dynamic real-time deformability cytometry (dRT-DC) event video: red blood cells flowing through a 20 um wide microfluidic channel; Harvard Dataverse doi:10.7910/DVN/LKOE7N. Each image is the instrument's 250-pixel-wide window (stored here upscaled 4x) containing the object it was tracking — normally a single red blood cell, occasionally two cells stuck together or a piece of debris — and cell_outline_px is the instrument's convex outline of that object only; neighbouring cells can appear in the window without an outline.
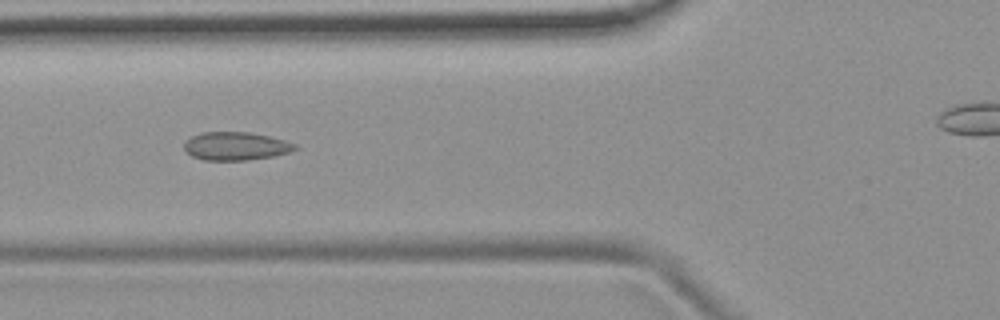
{"species": "common noctule bat (a hibernating species)", "species_latin": "Nyctalus noctula", "temperature_condition": "room temperature", "stored_images_in_passage": 47, "camera_frame_rate_fps": 3000, "um_per_image_px": 0.085, "animal": {"sex": "female", "body_mass_g": 19.9}, "frame": {"image": 1, "passage_image": 20, "time_ms": 6.333, "image_size_px": [1000, 320], "cell_outline_px": [[300, 148], [288, 152], [272, 156], [248, 160], [204, 160], [192, 156], [184, 148], [184, 144], [192, 136], [200, 132], [248, 132], [268, 136], [284, 140], [296, 144]], "centroid_in_image_um": [20.05, 12.42], "position_along_channel_um": 105.7, "area_um2": 18.09}}
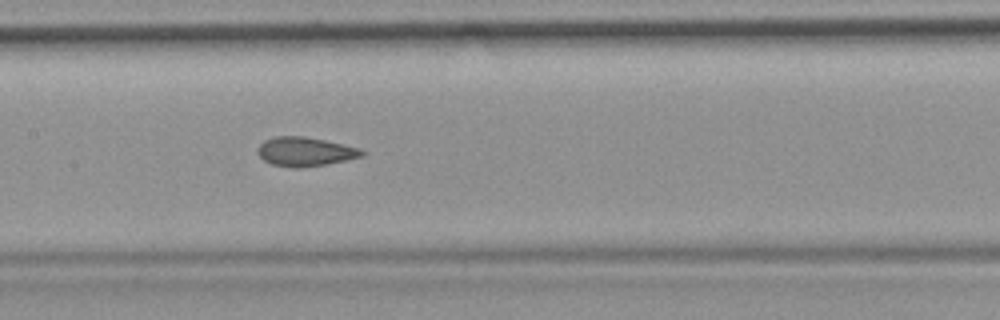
{"frame": {"image": 2, "passage_image": 26, "time_ms": 8.333, "image_size_px": [1000, 320], "cell_outline_px": [[368, 152], [364, 156], [328, 164], [300, 168], [292, 168], [272, 164], [264, 160], [256, 152], [256, 148], [264, 140], [276, 136], [304, 136], [324, 140], [360, 148]], "centroid_in_image_um": [25.95, 12.89], "position_along_channel_um": 181.5, "area_um2": 17.86}}
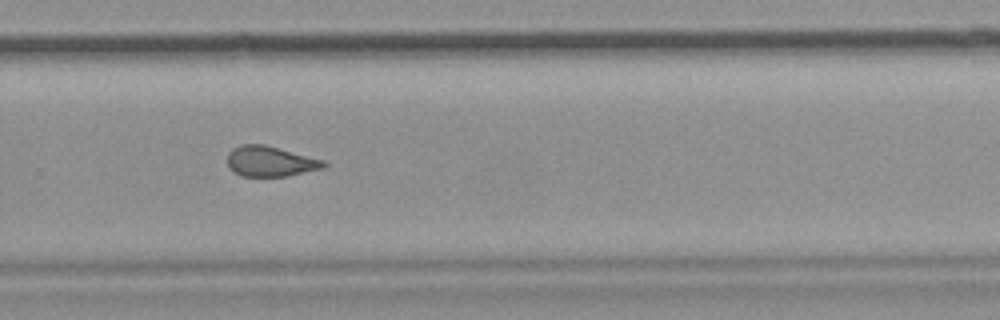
{"frame": {"image": 3, "passage_image": 36, "time_ms": 11.667, "image_size_px": [1000, 320], "cell_outline_px": [[328, 164], [324, 168], [288, 176], [240, 176], [232, 172], [228, 168], [228, 152], [232, 148], [240, 144], [264, 144], [324, 160]], "centroid_in_image_um": [22.95, 13.72], "position_along_channel_um": 306.8, "area_um2": 17.22}}